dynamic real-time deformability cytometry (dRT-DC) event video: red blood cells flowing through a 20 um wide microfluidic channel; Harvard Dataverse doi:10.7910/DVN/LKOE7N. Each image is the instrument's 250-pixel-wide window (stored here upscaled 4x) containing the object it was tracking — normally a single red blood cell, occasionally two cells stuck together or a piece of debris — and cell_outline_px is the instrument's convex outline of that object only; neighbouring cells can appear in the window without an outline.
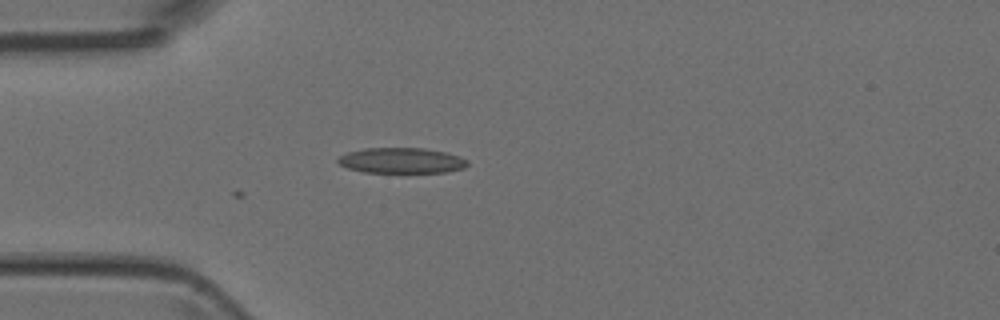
{"species": "Egyptian fruit bat (a non-hibernating species)", "species_latin": "Rousettus aegyptiacus", "temperature_condition": "room temperature", "stored_images_in_passage": 2, "camera_frame_rate_fps": 3000, "um_per_image_px": 0.085, "animal": {"sex": "female"}, "frame": {"image": 1, "passage_image": 2, "time_ms": 0.333, "image_size_px": [1000, 320], "cell_outline_px": [[468, 164], [464, 168], [448, 172], [364, 172], [348, 168], [340, 164], [336, 160], [340, 156], [348, 152], [364, 148], [424, 148], [448, 152], [460, 156], [468, 160]], "centroid_in_image_um": [34.17, 13.64], "position_along_channel_um": 50.8, "area_um2": 19.31}}